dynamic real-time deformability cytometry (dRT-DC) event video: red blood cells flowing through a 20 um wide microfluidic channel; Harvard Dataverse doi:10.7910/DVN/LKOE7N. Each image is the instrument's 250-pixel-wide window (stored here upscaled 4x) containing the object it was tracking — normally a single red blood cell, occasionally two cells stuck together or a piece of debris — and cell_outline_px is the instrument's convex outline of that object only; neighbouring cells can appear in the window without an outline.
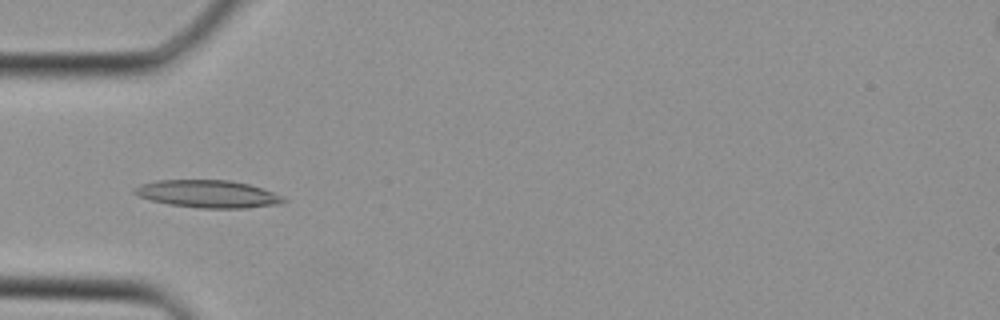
{"species": "Egyptian fruit bat (a non-hibernating species)", "species_latin": "Rousettus aegyptiacus", "temperature_condition": "cold", "stored_images_in_passage": 20, "camera_frame_rate_fps": 3000, "um_per_image_px": 0.085, "animal": {"sex": "female"}, "frame": {"image": 1, "passage_image": 1, "time_ms": 0.0, "image_size_px": [1000, 320], "cell_outline_px": [[288, 200], [280, 204], [244, 208], [200, 208], [168, 204], [152, 200], [140, 196], [132, 192], [132, 188], [140, 184], [156, 180], [228, 180], [248, 184], [264, 188], [284, 196]], "centroid_in_image_um": [17.7, 16.48], "position_along_channel_um": 67.3, "area_um2": 24.04}}
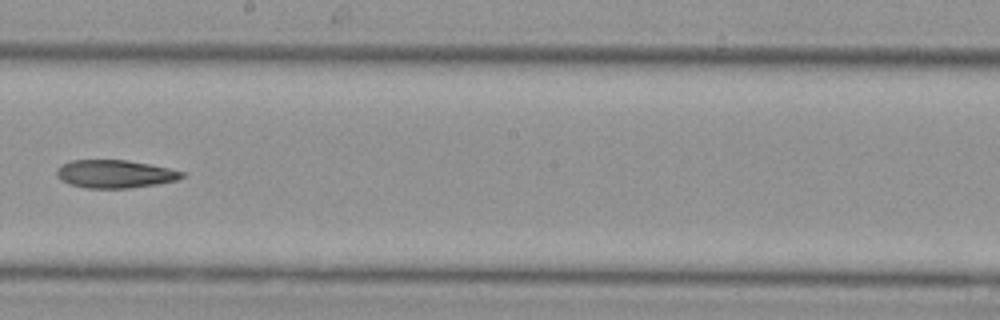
{"frame": {"image": 2, "passage_image": 10, "time_ms": 3.0, "image_size_px": [1000, 320], "cell_outline_px": [[184, 176], [176, 180], [156, 184], [128, 188], [88, 188], [68, 184], [60, 180], [56, 176], [56, 168], [60, 164], [68, 160], [128, 160], [168, 168], [184, 172]], "centroid_in_image_um": [9.69, 14.78], "position_along_channel_um": 238.5, "area_um2": 20.52}}
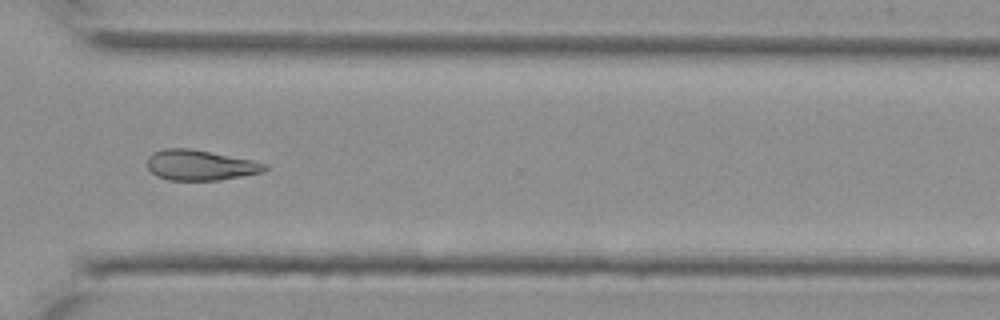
{"frame": {"image": 3, "passage_image": 16, "time_ms": 5.0, "image_size_px": [1000, 320], "cell_outline_px": [[268, 168], [264, 172], [220, 180], [168, 180], [156, 176], [148, 168], [148, 156], [152, 152], [164, 148], [188, 148], [252, 160], [268, 164]], "centroid_in_image_um": [17.01, 14.04], "position_along_channel_um": 353.6, "area_um2": 20.81}}